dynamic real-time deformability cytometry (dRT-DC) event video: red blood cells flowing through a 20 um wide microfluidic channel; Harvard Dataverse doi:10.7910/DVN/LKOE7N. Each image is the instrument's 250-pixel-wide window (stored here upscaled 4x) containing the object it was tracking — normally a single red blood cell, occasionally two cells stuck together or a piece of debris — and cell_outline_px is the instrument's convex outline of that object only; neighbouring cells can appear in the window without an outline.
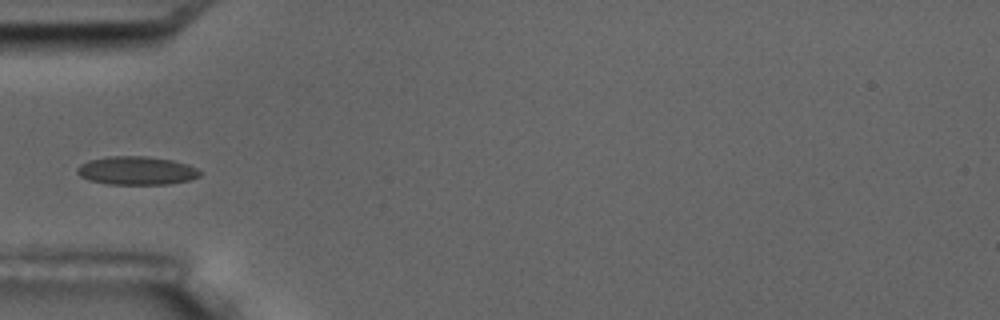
{"species": "common noctule bat (a hibernating species)", "species_latin": "Nyctalus noctula", "temperature_condition": "room temperature", "stored_images_in_passage": 14, "camera_frame_rate_fps": 3000, "um_per_image_px": 0.085, "animal": {"sex": "male", "body_mass_g": 17.5, "forearm_length_mm": 52.3}, "frame": {"image": 1, "passage_image": 5, "time_ms": 4.667, "image_size_px": [1000, 320], "cell_outline_px": [[200, 176], [188, 180], [168, 184], [108, 184], [88, 180], [80, 176], [76, 172], [76, 168], [80, 164], [88, 160], [108, 156], [148, 156], [172, 160], [188, 164], [196, 168], [200, 172]], "centroid_in_image_um": [11.57, 14.49], "position_along_channel_um": 73.4, "area_um2": 20.4}}
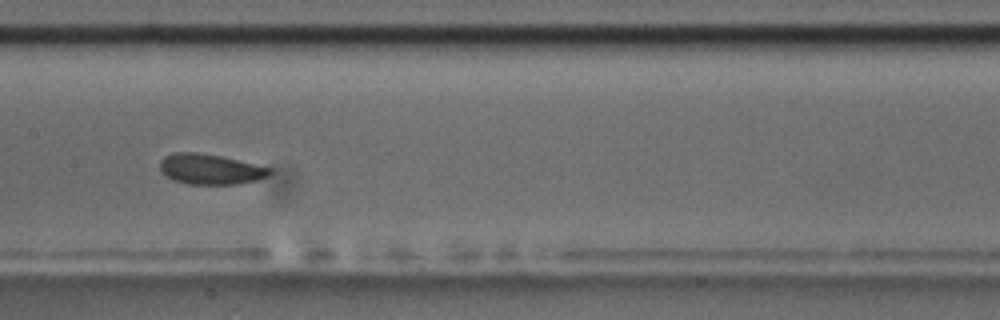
{"frame": {"image": 2, "passage_image": 8, "time_ms": 8.0, "image_size_px": [1000, 320], "cell_outline_px": [[272, 172], [268, 176], [256, 180], [236, 184], [188, 184], [172, 180], [164, 176], [160, 172], [160, 160], [164, 156], [176, 152], [196, 152], [220, 156], [272, 168]], "centroid_in_image_um": [17.83, 14.38], "position_along_channel_um": 189.6, "area_um2": 19.48}}
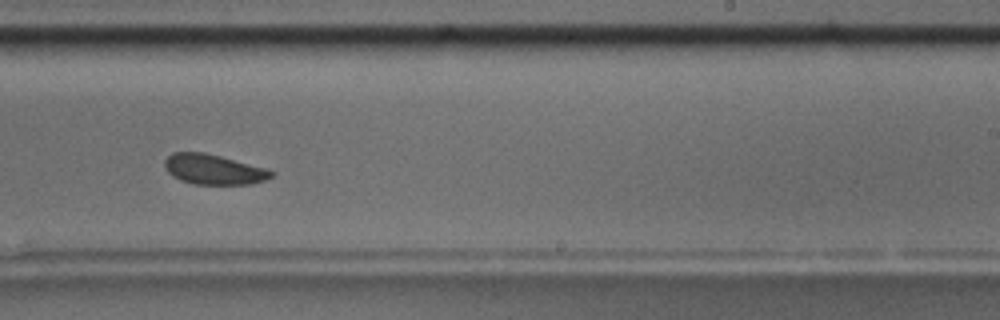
{"frame": {"image": 3, "passage_image": 10, "time_ms": 10.333, "image_size_px": [1000, 320], "cell_outline_px": [[276, 172], [272, 176], [264, 180], [252, 184], [192, 184], [180, 180], [172, 176], [164, 168], [164, 160], [172, 152], [204, 152], [220, 156], [264, 168]], "centroid_in_image_um": [18.11, 14.4], "position_along_channel_um": 270.9, "area_um2": 18.67}, "authors_computed_cell_mechanics": {"area_um2": 19.652, "velocity_mm_per_s": 3.4929, "shape_relaxation_time_tau1_ms": 6.203, "shape_relaxation_time_tau2_ms": 1.6963, "deformation_change_tau1": 0.0783, "deformation_change_tau2": 0.0607}}